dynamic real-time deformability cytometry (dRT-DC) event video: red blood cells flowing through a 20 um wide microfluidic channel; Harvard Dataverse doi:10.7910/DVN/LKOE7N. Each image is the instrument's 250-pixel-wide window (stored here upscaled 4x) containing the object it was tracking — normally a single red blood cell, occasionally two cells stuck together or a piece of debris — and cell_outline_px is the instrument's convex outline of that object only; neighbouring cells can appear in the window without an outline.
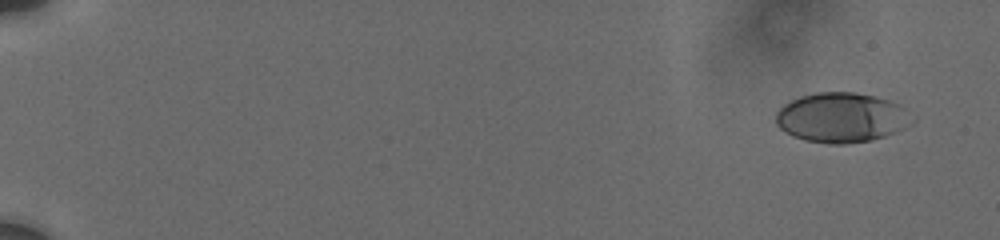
{"species": "human", "species_latin": "Homo sapiens", "temperature_condition": "cold", "stored_images_in_passage": 39, "camera_frame_rate_fps": 3000, "um_per_image_px": 0.085, "donor": {"sex": "male"}, "frame": {"image": 1, "passage_image": 1, "time_ms": 0.0, "image_size_px": [1000, 240], "cell_outline_px": [[916, 120], [904, 128], [896, 132], [872, 140], [844, 144], [828, 144], [804, 140], [792, 136], [784, 132], [776, 124], [776, 112], [784, 104], [800, 96], [816, 92], [856, 92], [888, 100], [900, 104], [916, 116]], "centroid_in_image_um": [71.56, 10.0], "position_along_channel_um": 13.4, "area_um2": 39.94}}
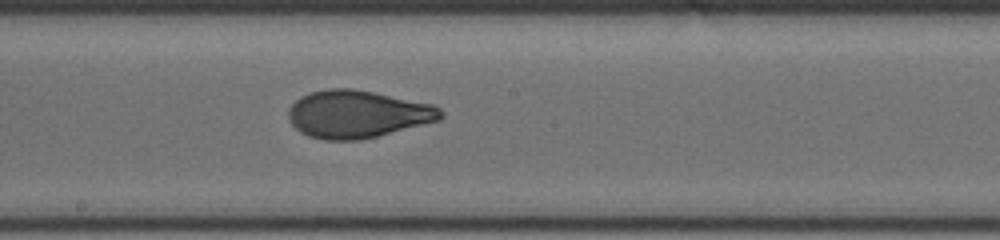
{"frame": {"image": 2, "passage_image": 22, "time_ms": 10.333, "image_size_px": [1000, 240], "cell_outline_px": [[444, 116], [440, 120], [360, 140], [324, 140], [308, 136], [300, 132], [288, 120], [288, 108], [300, 96], [312, 92], [328, 88], [352, 88], [432, 104], [440, 108], [444, 112]], "centroid_in_image_um": [30.36, 9.7], "position_along_channel_um": 217.8, "area_um2": 42.14}}
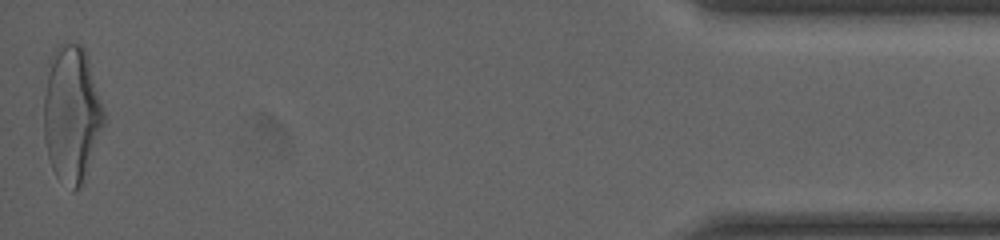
{"frame": {"image": 3, "passage_image": 39, "time_ms": 18.0, "image_size_px": [1000, 240], "cell_outline_px": [[108, 120], [80, 188], [72, 192], [56, 176], [52, 168], [48, 156], [44, 140], [44, 96], [48, 76], [56, 48], [60, 44], [80, 44], [84, 48]], "centroid_in_image_um": [6.13, 9.79], "position_along_channel_um": 429.1, "area_um2": 47.69}, "authors_computed_cell_mechanics": {"area_um2": 41.1536, "velocity_mm_per_s": 3.7383, "shape_relaxation_time_tau1_ms": 5.0923, "shape_relaxation_time_tau2_ms": 0.7536, "deformation_change_tau1": 0.1854, "deformation_change_tau2": 0.0614}}